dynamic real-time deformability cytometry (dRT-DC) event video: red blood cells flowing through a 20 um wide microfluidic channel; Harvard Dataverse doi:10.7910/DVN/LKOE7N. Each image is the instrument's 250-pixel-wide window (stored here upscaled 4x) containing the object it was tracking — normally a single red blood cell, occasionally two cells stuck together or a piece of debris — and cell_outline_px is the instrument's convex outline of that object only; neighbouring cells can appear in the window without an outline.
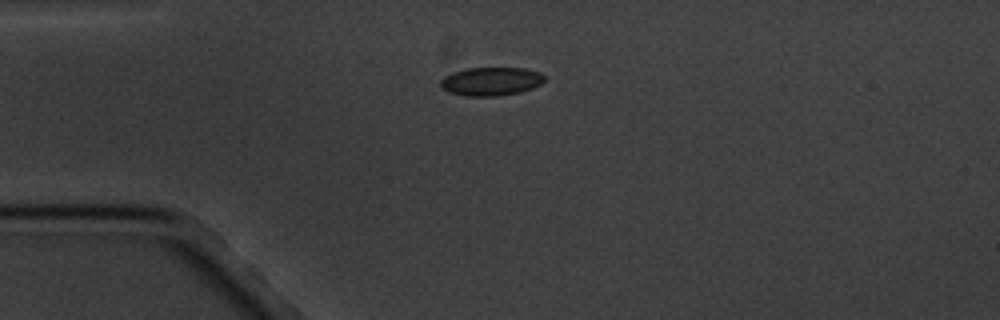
{"species": "common noctule bat (a hibernating species)", "species_latin": "Nyctalus noctula", "temperature_condition": "cold", "stored_images_in_passage": 7, "camera_frame_rate_fps": 3000, "um_per_image_px": 0.085, "animal": {"sex": "male", "body_mass_g": 20.1, "forearm_length_mm": 53.5}, "frame": {"image": 1, "passage_image": 1, "time_ms": 0.0, "image_size_px": [1000, 320], "cell_outline_px": [[544, 80], [540, 84], [532, 88], [520, 92], [496, 96], [464, 96], [448, 92], [440, 84], [440, 80], [444, 76], [452, 72], [468, 68], [524, 68], [540, 72], [544, 76]], "centroid_in_image_um": [41.72, 6.91], "position_along_channel_um": 43.3, "area_um2": 17.22}}
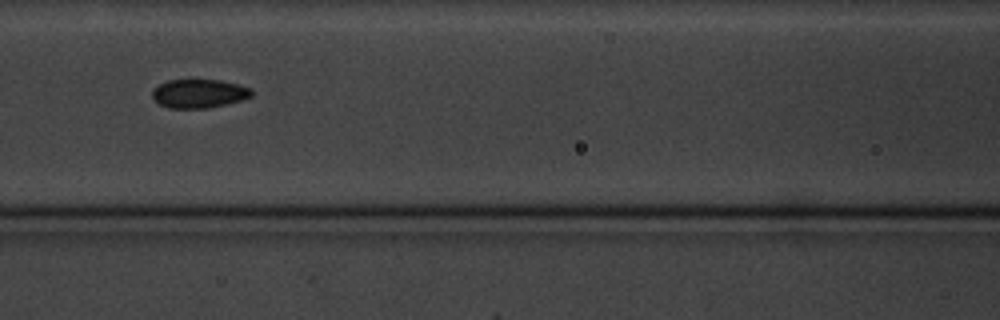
{"frame": {"image": 2, "passage_image": 4, "time_ms": 3.667, "image_size_px": [1000, 320], "cell_outline_px": [[252, 96], [244, 100], [228, 104], [208, 108], [168, 108], [160, 104], [152, 96], [152, 92], [160, 84], [168, 80], [220, 80], [252, 88]], "centroid_in_image_um": [16.96, 7.96], "position_along_channel_um": 149.6, "area_um2": 16.59}}
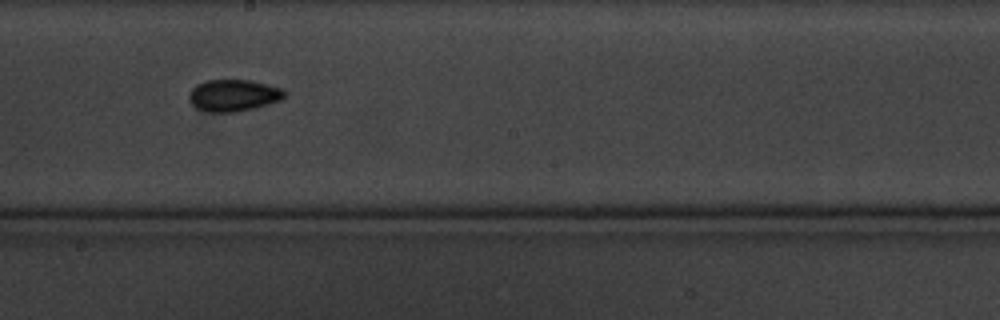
{"frame": {"image": 3, "passage_image": 6, "time_ms": 6.0, "image_size_px": [1000, 320], "cell_outline_px": [[288, 92], [280, 100], [268, 104], [236, 112], [208, 112], [196, 108], [188, 100], [188, 96], [192, 88], [196, 84], [204, 80], [248, 80], [268, 84], [284, 88]], "centroid_in_image_um": [19.84, 8.1], "position_along_channel_um": 228.4, "area_um2": 17.86}}